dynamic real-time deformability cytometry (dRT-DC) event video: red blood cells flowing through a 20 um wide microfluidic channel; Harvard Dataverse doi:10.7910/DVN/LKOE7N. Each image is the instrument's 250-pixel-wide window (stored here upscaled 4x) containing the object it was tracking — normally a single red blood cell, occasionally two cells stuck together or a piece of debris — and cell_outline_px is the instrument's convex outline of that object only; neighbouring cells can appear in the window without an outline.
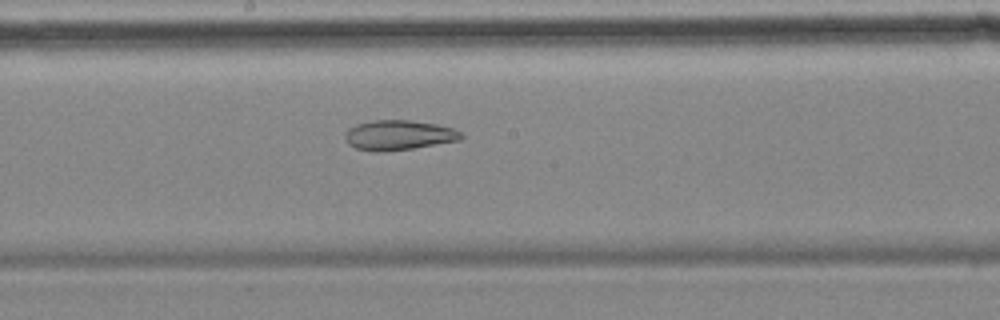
{"species": "common noctule bat (a hibernating species)", "species_latin": "Nyctalus noctula", "temperature_condition": "cold", "stored_images_in_passage": 50, "camera_frame_rate_fps": 3000, "um_per_image_px": 0.085, "animal": {"sex": "female", "body_mass_g": 18.4}, "frame": {"image": 1, "passage_image": 29, "time_ms": 9.333, "image_size_px": [1000, 320], "cell_outline_px": [[464, 136], [460, 140], [388, 152], [376, 152], [356, 148], [348, 144], [344, 140], [344, 132], [348, 128], [356, 124], [372, 120], [412, 120], [436, 124], [452, 128], [460, 132]], "centroid_in_image_um": [33.83, 11.49], "position_along_channel_um": 214.4, "area_um2": 20.4}}
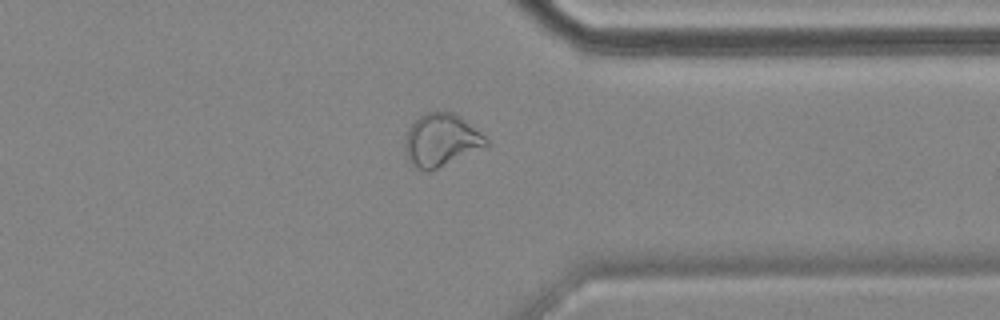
{"frame": {"image": 2, "passage_image": 43, "time_ms": 14.0, "image_size_px": [1000, 320], "cell_outline_px": [[488, 148], [428, 172], [412, 168], [408, 160], [404, 148], [404, 140], [408, 128], [424, 112], [456, 112], [480, 132], [488, 140]], "centroid_in_image_um": [37.51, 11.94], "position_along_channel_um": 373.9, "area_um2": 25.55}, "authors_computed_cell_mechanics": {"area_um2": 25.6054, "velocity_mm_per_s": 3.5012, "shape_relaxation_time_tau1_ms": null, "shape_relaxation_time_tau2_ms": 6.1677, "deformation_change_tau1": null, "deformation_change_tau2": 0.1376}}